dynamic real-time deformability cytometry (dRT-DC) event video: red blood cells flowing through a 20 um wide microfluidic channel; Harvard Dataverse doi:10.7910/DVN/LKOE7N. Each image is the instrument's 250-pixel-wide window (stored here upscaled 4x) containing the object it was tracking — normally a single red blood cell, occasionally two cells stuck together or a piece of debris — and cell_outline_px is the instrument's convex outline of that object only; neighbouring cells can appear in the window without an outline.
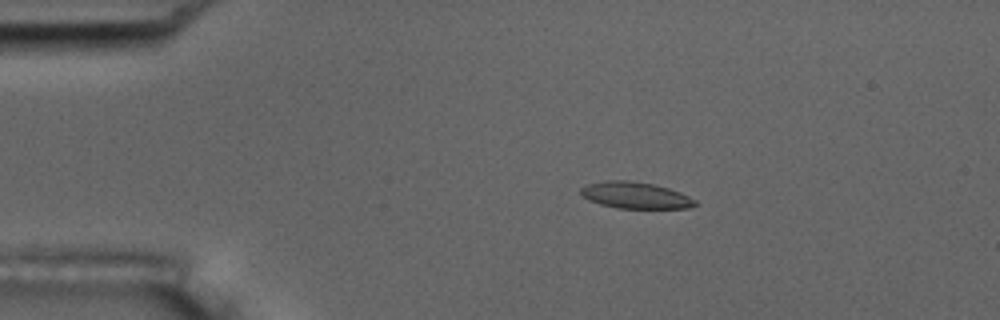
{"species": "common noctule bat (a hibernating species)", "species_latin": "Nyctalus noctula", "temperature_condition": "room temperature", "stored_images_in_passage": 56, "camera_frame_rate_fps": 3000, "um_per_image_px": 0.085, "animal": {"sex": "male", "body_mass_g": 17.5, "forearm_length_mm": 52.3}, "frame": {"image": 1, "passage_image": 11, "time_ms": 3.333, "image_size_px": [1000, 320], "cell_outline_px": [[696, 204], [688, 208], [616, 208], [600, 204], [588, 200], [580, 196], [580, 188], [588, 184], [604, 180], [628, 180], [652, 184], [668, 188], [680, 192], [696, 200]], "centroid_in_image_um": [53.95, 16.6], "position_along_channel_um": 31.0, "area_um2": 17.69}}
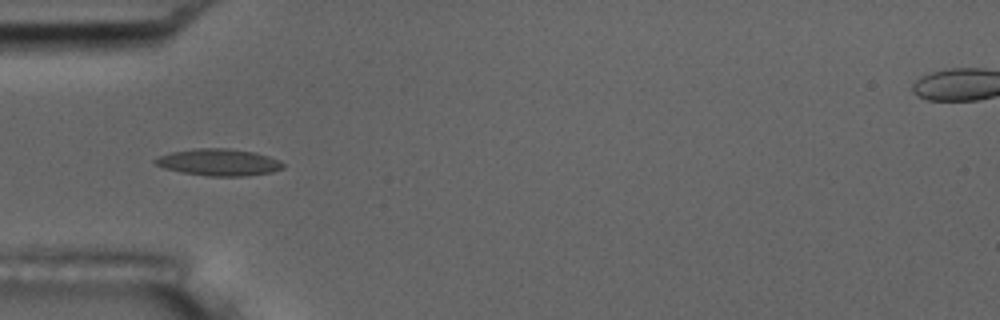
{"frame": {"image": 2, "passage_image": 18, "time_ms": 5.667, "image_size_px": [1000, 320], "cell_outline_px": [[284, 168], [272, 172], [244, 176], [208, 176], [180, 172], [164, 168], [156, 164], [152, 160], [156, 156], [172, 152], [196, 148], [228, 148], [256, 152], [280, 160], [284, 164]], "centroid_in_image_um": [18.59, 13.79], "position_along_channel_um": 66.4, "area_um2": 20.17}}
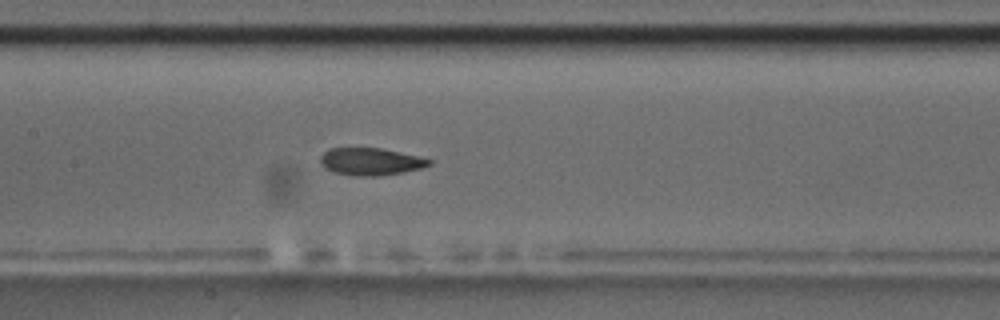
{"frame": {"image": 3, "passage_image": 27, "time_ms": 8.667, "image_size_px": [1000, 320], "cell_outline_px": [[432, 164], [420, 168], [404, 172], [380, 176], [352, 176], [336, 172], [324, 168], [320, 164], [320, 156], [328, 148], [380, 148], [416, 156], [432, 160]], "centroid_in_image_um": [31.46, 13.74], "position_along_channel_um": 175.9, "area_um2": 17.28}, "authors_computed_cell_mechanics": {"area_um2": 18.0047, "velocity_mm_per_s": 3.6644, "shape_relaxation_time_tau1_ms": 5.2903, "shape_relaxation_time_tau2_ms": 2.6577, "deformation_change_tau1": 0.1789, "deformation_change_tau2": 0.0817}}